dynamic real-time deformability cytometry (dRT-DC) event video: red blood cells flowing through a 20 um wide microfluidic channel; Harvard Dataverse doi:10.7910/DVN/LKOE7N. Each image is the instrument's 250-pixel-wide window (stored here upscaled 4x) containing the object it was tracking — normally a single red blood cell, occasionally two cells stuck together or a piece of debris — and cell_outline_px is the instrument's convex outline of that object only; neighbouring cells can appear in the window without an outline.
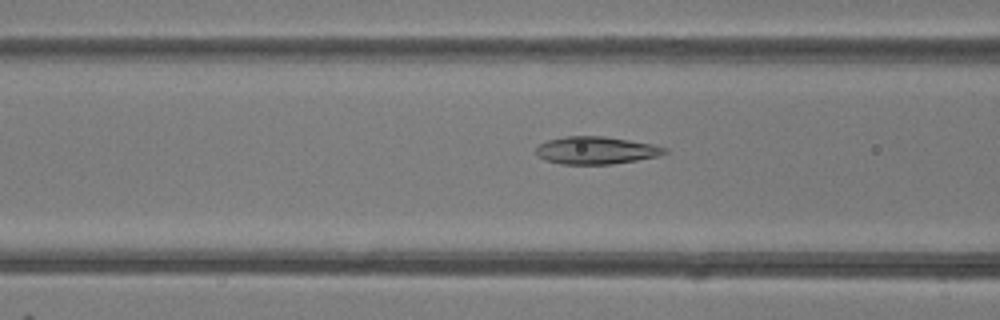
{"species": "common noctule bat (a hibernating species)", "species_latin": "Nyctalus noctula", "temperature_condition": "room temperature", "stored_images_in_passage": 33, "camera_frame_rate_fps": 3000, "um_per_image_px": 0.085, "animal": {"sex": "female"}, "frame": {"image": 1, "passage_image": 4, "time_ms": 1.0, "image_size_px": [1000, 320], "cell_outline_px": [[668, 152], [660, 156], [612, 164], [560, 164], [544, 160], [536, 152], [536, 148], [540, 144], [548, 140], [564, 136], [604, 136], [652, 144], [668, 148]], "centroid_in_image_um": [50.68, 12.78], "position_along_channel_um": 115.9, "area_um2": 20.63}}
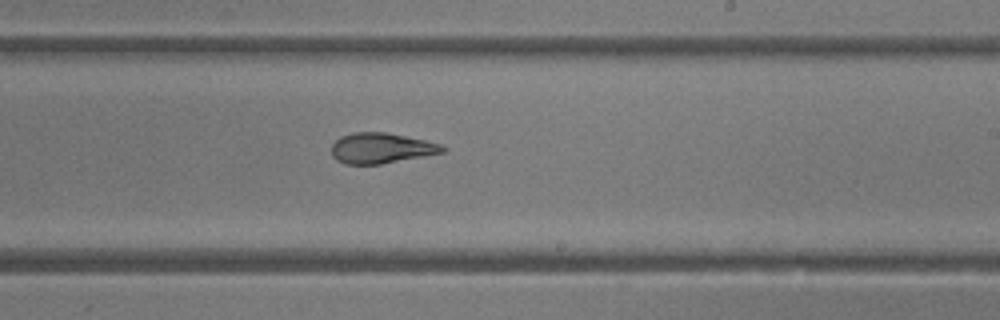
{"frame": {"image": 2, "passage_image": 14, "time_ms": 4.333, "image_size_px": [1000, 320], "cell_outline_px": [[448, 148], [444, 152], [380, 164], [344, 164], [336, 160], [332, 156], [332, 144], [340, 136], [352, 132], [384, 132], [424, 140], [440, 144]], "centroid_in_image_um": [32.36, 12.59], "position_along_channel_um": 256.6, "area_um2": 19.59}}
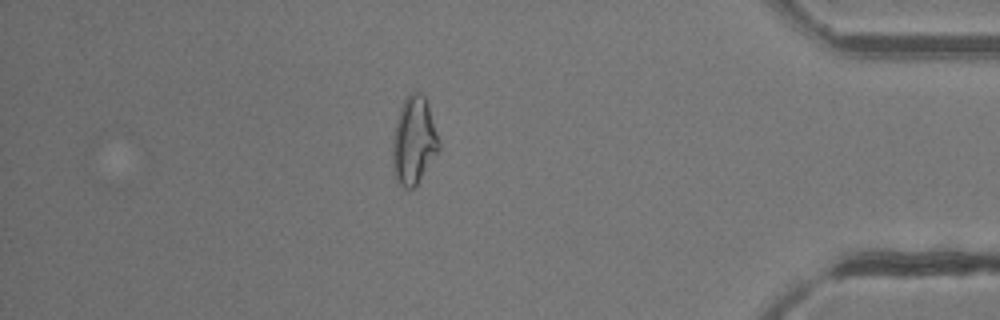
{"frame": {"image": 3, "passage_image": 27, "time_ms": 8.667, "image_size_px": [1000, 320], "cell_outline_px": [[440, 148], [416, 184], [412, 188], [404, 188], [396, 180], [392, 168], [392, 140], [396, 120], [404, 96], [408, 92], [420, 92], [424, 96], [428, 104], [440, 140]], "centroid_in_image_um": [35.16, 11.91], "position_along_channel_um": 400.0, "area_um2": 23.81}, "authors_computed_cell_mechanics": {"area_um2": 20.7502, "velocity_mm_per_s": 4.2173, "shape_relaxation_time_tau1_ms": 7.1904, "shape_relaxation_time_tau2_ms": 1.5674, "deformation_change_tau1": 0.2004, "deformation_change_tau2": 0.0833}}